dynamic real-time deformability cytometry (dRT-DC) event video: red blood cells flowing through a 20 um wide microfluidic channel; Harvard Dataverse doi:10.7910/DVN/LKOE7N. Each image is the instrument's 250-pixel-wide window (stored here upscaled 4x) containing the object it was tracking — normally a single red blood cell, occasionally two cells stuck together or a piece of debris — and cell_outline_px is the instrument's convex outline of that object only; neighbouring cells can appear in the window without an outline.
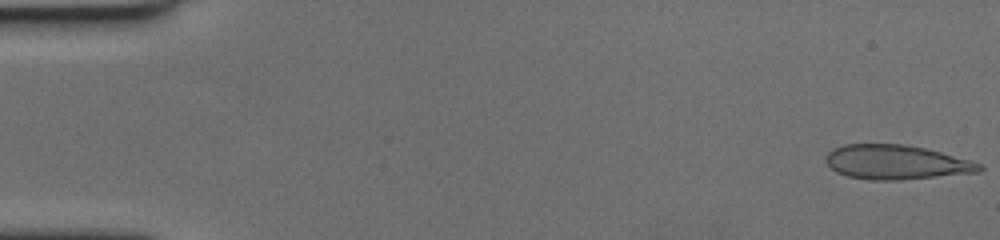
{"species": "human", "species_latin": "Homo sapiens", "temperature_condition": "cold", "stored_images_in_passage": 59, "camera_frame_rate_fps": 3000, "um_per_image_px": 0.085, "donor": {"sex": "female"}, "frame": {"image": 1, "passage_image": 1, "time_ms": 0.0, "image_size_px": [1000, 240], "cell_outline_px": [[984, 168], [980, 172], [896, 180], [872, 180], [848, 176], [836, 172], [828, 164], [828, 152], [832, 148], [844, 144], [904, 144], [924, 148], [940, 152], [968, 160], [980, 164]], "centroid_in_image_um": [76.16, 13.78], "position_along_channel_um": 8.8, "area_um2": 30.35}}
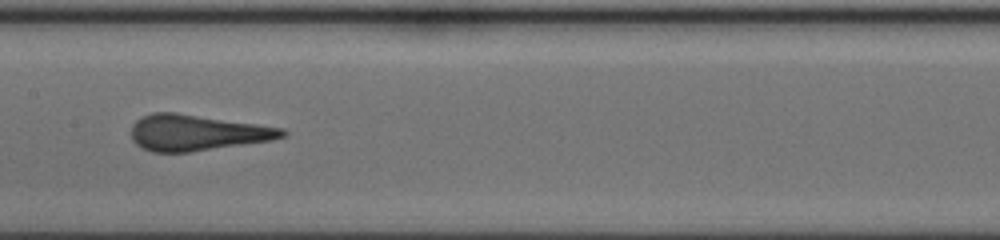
{"frame": {"image": 2, "passage_image": 30, "time_ms": 9.667, "image_size_px": [1000, 240], "cell_outline_px": [[288, 136], [272, 140], [192, 152], [152, 152], [136, 144], [132, 140], [132, 124], [140, 116], [152, 112], [176, 112], [284, 128], [288, 132]], "centroid_in_image_um": [16.75, 11.27], "position_along_channel_um": 190.7, "area_um2": 31.85}}
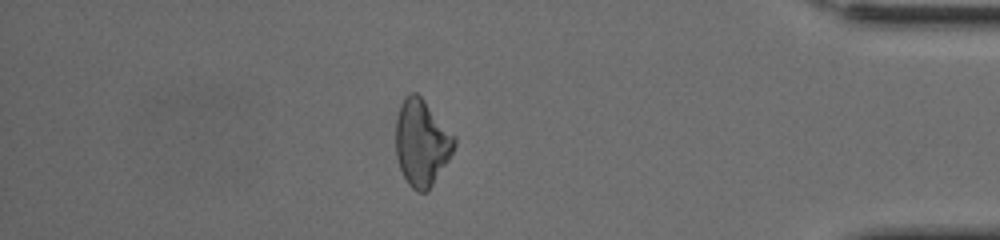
{"frame": {"image": 3, "passage_image": 51, "time_ms": 16.667, "image_size_px": [1000, 240], "cell_outline_px": [[456, 144], [452, 152], [432, 184], [424, 192], [416, 192], [408, 184], [400, 168], [396, 156], [396, 116], [400, 104], [404, 96], [408, 92], [416, 92], [424, 100], [456, 136]], "centroid_in_image_um": [35.82, 12.08], "position_along_channel_um": 399.4, "area_um2": 29.3}, "authors_computed_cell_mechanics": {"area_um2": 30.8652, "velocity_mm_per_s": 3.5019, "shape_relaxation_time_tau1_ms": 7.0189, "shape_relaxation_time_tau2_ms": null, "deformation_change_tau1": 0.1434, "deformation_change_tau2": null}}